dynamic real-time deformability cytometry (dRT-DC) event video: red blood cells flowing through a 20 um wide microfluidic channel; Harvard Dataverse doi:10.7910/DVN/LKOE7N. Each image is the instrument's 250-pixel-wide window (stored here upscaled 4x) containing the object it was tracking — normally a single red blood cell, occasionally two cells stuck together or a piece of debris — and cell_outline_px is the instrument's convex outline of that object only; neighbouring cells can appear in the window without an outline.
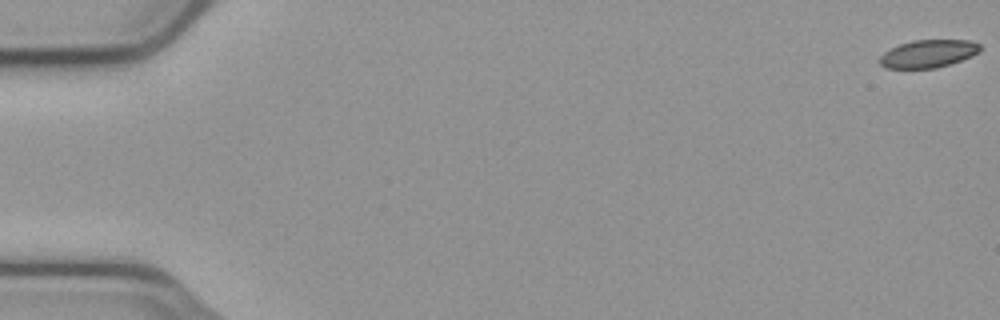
{"species": "common noctule bat (a hibernating species)", "species_latin": "Nyctalus noctula", "temperature_condition": "cold", "stored_images_in_passage": 56, "camera_frame_rate_fps": 3000, "um_per_image_px": 0.085, "animal": {"sex": "male", "body_mass_g": 23.1, "forearm_length_mm": 52.7}, "frame": {"image": 1, "passage_image": 1, "time_ms": 0.0, "image_size_px": [1000, 320], "cell_outline_px": [[980, 48], [976, 52], [960, 60], [948, 64], [932, 68], [888, 68], [880, 64], [880, 56], [884, 52], [900, 44], [916, 40], [968, 40], [980, 44]], "centroid_in_image_um": [78.86, 4.55], "position_along_channel_um": 6.1, "area_um2": 15.72}}
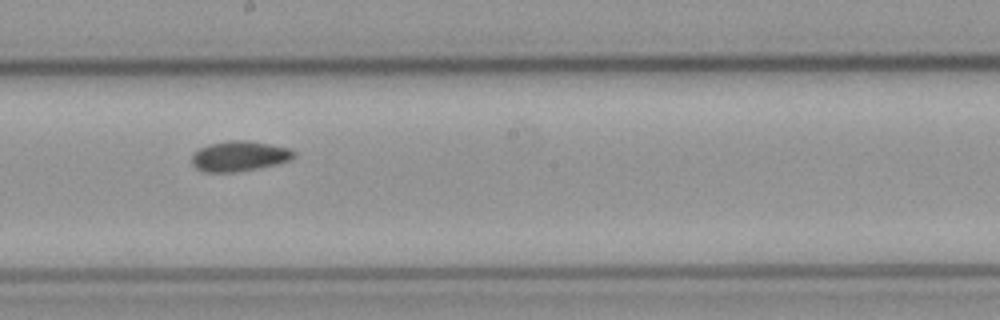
{"frame": {"image": 2, "passage_image": 32, "time_ms": 10.333, "image_size_px": [1000, 320], "cell_outline_px": [[292, 156], [288, 160], [272, 164], [232, 172], [208, 172], [200, 168], [192, 160], [192, 156], [200, 148], [212, 144], [264, 144], [288, 148], [292, 152]], "centroid_in_image_um": [20.3, 13.33], "position_along_channel_um": 227.9, "area_um2": 15.78}}
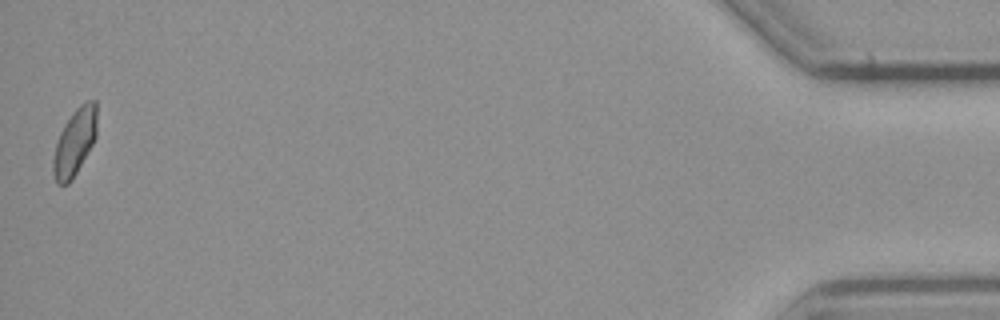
{"frame": {"image": 3, "passage_image": 56, "time_ms": 18.333, "image_size_px": [1000, 320], "cell_outline_px": [[96, 136], [92, 144], [72, 180], [68, 184], [60, 184], [56, 180], [52, 168], [52, 160], [56, 144], [60, 132], [64, 124], [76, 108], [80, 104], [88, 100], [96, 100]], "centroid_in_image_um": [6.34, 12.06], "position_along_channel_um": 428.9, "area_um2": 16.76}, "authors_computed_cell_mechanics": {"area_um2": 16.4152, "velocity_mm_per_s": 3.7294, "shape_relaxation_time_tau1_ms": null, "shape_relaxation_time_tau2_ms": 3.7482, "deformation_change_tau1": null, "deformation_change_tau2": 0.0776}}